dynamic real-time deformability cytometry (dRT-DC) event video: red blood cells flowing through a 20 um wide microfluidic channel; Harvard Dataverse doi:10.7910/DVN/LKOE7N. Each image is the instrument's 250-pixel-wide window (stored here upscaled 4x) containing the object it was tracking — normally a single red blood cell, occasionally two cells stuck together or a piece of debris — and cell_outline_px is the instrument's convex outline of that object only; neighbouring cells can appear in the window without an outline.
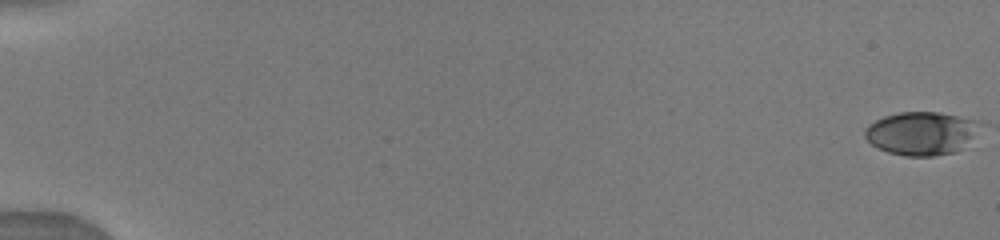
{"species": "human", "species_latin": "Homo sapiens", "temperature_condition": "warm", "stored_images_in_passage": 81, "camera_frame_rate_fps": 3000, "um_per_image_px": 0.085, "donor": {"sex": "male"}, "frame": {"image": 1, "passage_image": 1, "time_ms": 0.0, "image_size_px": [1000, 240], "cell_outline_px": [[976, 124], [960, 148], [956, 152], [932, 156], [904, 156], [888, 152], [872, 144], [864, 136], [864, 128], [868, 124], [884, 116], [900, 112], [940, 112], [976, 120]], "centroid_in_image_um": [78.16, 11.32], "position_along_channel_um": 6.8, "area_um2": 28.09}}
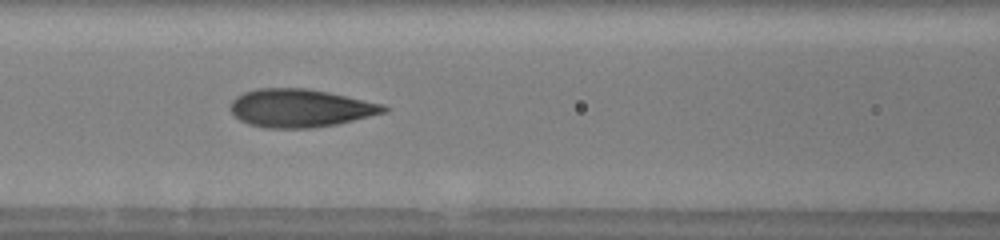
{"frame": {"image": 2, "passage_image": 40, "time_ms": 8.0, "image_size_px": [1000, 240], "cell_outline_px": [[388, 112], [336, 124], [312, 128], [264, 128], [248, 124], [240, 120], [228, 108], [228, 104], [236, 96], [244, 92], [256, 88], [308, 88], [328, 92], [384, 104], [388, 108]], "centroid_in_image_um": [25.49, 9.18], "position_along_channel_um": 141.1, "area_um2": 34.28}}
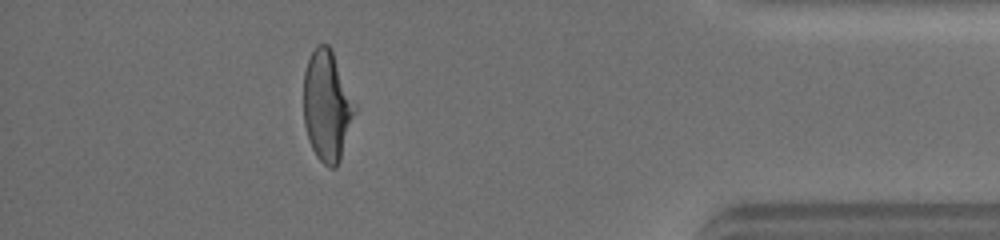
{"frame": {"image": 3, "passage_image": 71, "time_ms": 15.333, "image_size_px": [1000, 240], "cell_outline_px": [[356, 108], [340, 160], [336, 168], [328, 168], [316, 156], [308, 140], [304, 124], [304, 72], [308, 60], [316, 44], [328, 44], [332, 48], [356, 104]], "centroid_in_image_um": [27.79, 8.98], "position_along_channel_um": 407.4, "area_um2": 33.12}}